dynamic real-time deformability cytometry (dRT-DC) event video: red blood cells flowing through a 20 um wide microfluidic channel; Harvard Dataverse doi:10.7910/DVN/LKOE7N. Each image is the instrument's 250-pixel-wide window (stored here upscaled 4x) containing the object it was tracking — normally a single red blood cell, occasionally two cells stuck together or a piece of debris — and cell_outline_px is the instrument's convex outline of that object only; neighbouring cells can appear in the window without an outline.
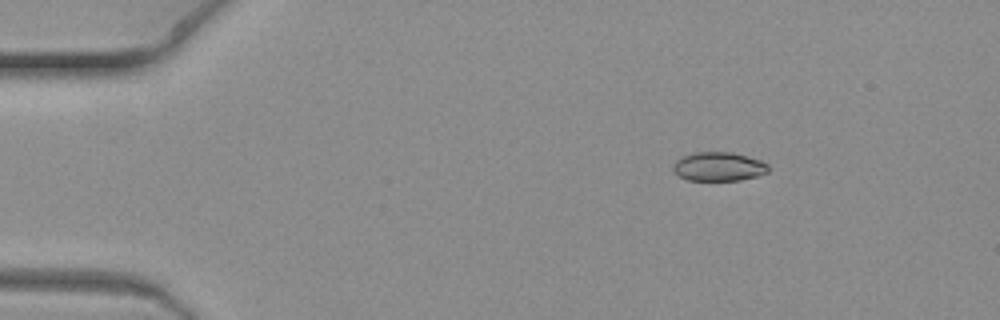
{"species": "common noctule bat (a hibernating species)", "species_latin": "Nyctalus noctula", "temperature_condition": "warm", "stored_images_in_passage": 5, "camera_frame_rate_fps": 3000, "um_per_image_px": 0.085, "animal": {"sex": "female", "body_mass_g": 19.3, "forearm_length_mm": 54.1}, "frame": {"image": 1, "passage_image": 1, "time_ms": 0.0, "image_size_px": [1000, 320], "cell_outline_px": [[768, 172], [756, 176], [740, 180], [688, 180], [680, 176], [672, 168], [676, 160], [680, 156], [692, 152], [732, 152], [748, 156], [760, 160], [768, 164]], "centroid_in_image_um": [61.08, 14.14], "position_along_channel_um": 23.9, "area_um2": 16.07}}
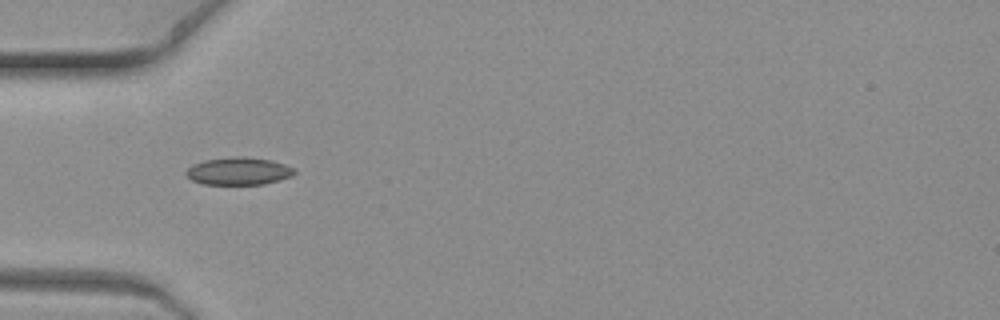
{"frame": {"image": 2, "passage_image": 4, "time_ms": 1.0, "image_size_px": [1000, 320], "cell_outline_px": [[296, 172], [292, 176], [280, 180], [264, 184], [204, 184], [192, 180], [184, 172], [188, 168], [204, 160], [232, 156], [244, 156], [272, 160], [284, 164], [292, 168]], "centroid_in_image_um": [20.3, 14.54], "position_along_channel_um": 64.7, "area_um2": 17.34}}
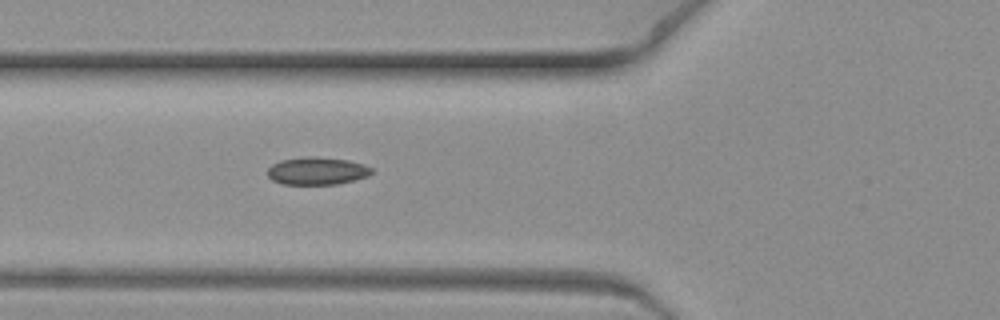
{"frame": {"image": 3, "passage_image": 5, "time_ms": 1.333, "image_size_px": [1000, 320], "cell_outline_px": [[372, 172], [368, 176], [336, 184], [284, 184], [272, 180], [268, 176], [268, 168], [272, 164], [280, 160], [304, 156], [312, 156], [348, 160], [364, 164], [372, 168]], "centroid_in_image_um": [26.93, 14.52], "position_along_channel_um": 98.9, "area_um2": 16.7}}